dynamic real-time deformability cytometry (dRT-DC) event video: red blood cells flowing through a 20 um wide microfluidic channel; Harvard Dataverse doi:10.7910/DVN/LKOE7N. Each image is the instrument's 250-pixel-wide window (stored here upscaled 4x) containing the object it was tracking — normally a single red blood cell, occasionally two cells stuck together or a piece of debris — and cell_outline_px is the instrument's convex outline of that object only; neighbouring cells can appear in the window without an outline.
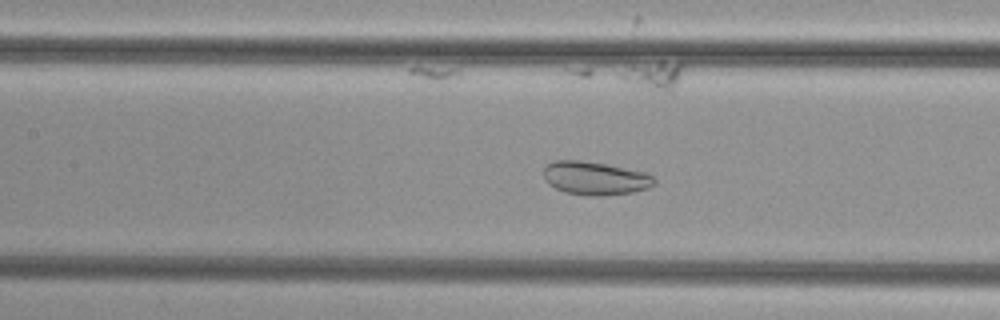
{"species": "common noctule bat (a hibernating species)", "species_latin": "Nyctalus noctula", "temperature_condition": "cold", "stored_images_in_passage": 48, "camera_frame_rate_fps": 3000, "um_per_image_px": 0.085, "animal": {"sex": "female", "body_mass_g": 29.2, "forearm_length_mm": 56.3}, "frame": {"image": 1, "passage_image": 24, "time_ms": 7.667, "image_size_px": [1000, 320], "cell_outline_px": [[656, 184], [648, 188], [632, 192], [600, 196], [588, 196], [564, 192], [548, 184], [544, 180], [544, 168], [552, 160], [580, 160], [608, 164], [648, 172], [656, 180]], "centroid_in_image_um": [50.6, 15.14], "position_along_channel_um": 156.8, "area_um2": 21.85}}
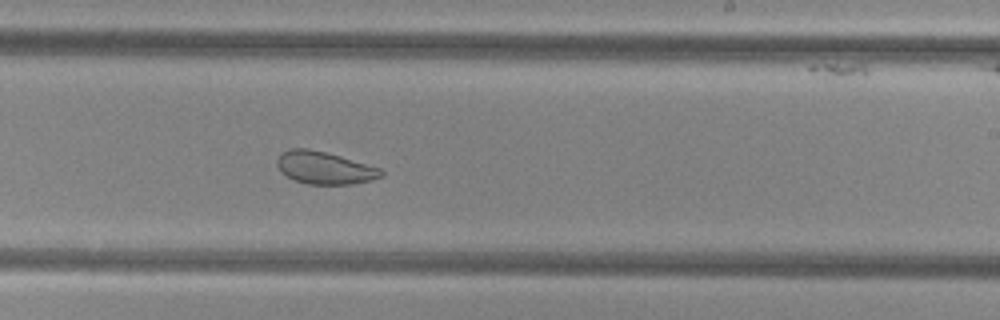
{"frame": {"image": 2, "passage_image": 32, "time_ms": 10.333, "image_size_px": [1000, 320], "cell_outline_px": [[384, 176], [372, 180], [352, 184], [308, 184], [296, 180], [280, 172], [276, 164], [276, 160], [280, 152], [288, 148], [308, 148], [340, 156], [380, 168], [384, 172]], "centroid_in_image_um": [27.56, 14.26], "position_along_channel_um": 261.4, "area_um2": 19.77}}
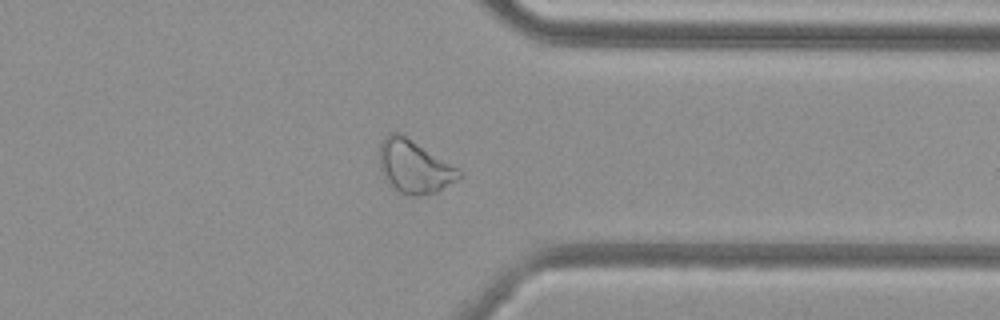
{"frame": {"image": 3, "passage_image": 41, "time_ms": 13.333, "image_size_px": [1000, 320], "cell_outline_px": [[464, 172], [456, 180], [436, 192], [420, 196], [408, 196], [400, 192], [388, 184], [380, 168], [380, 144], [384, 136], [388, 132], [400, 132]], "centroid_in_image_um": [35.19, 14.16], "position_along_channel_um": 376.2, "area_um2": 24.51}}